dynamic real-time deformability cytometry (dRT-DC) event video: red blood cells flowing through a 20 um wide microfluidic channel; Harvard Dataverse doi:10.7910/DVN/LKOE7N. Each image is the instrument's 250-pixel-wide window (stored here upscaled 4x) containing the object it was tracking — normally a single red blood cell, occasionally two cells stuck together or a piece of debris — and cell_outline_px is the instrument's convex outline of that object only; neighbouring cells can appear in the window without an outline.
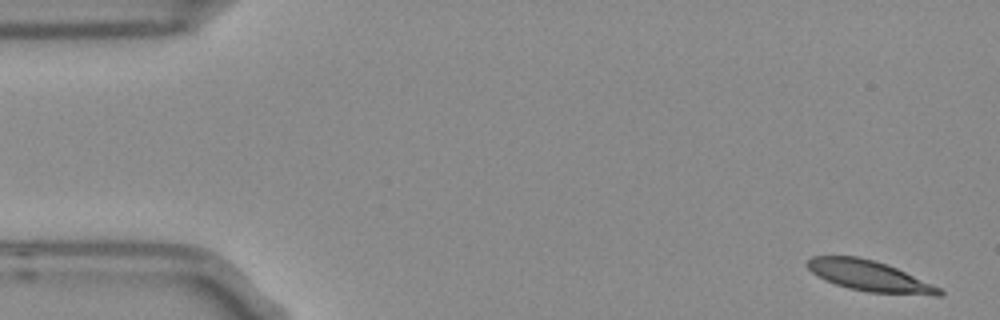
{"species": "Egyptian fruit bat (a non-hibernating species)", "species_latin": "Rousettus aegyptiacus", "temperature_condition": "room temperature", "stored_images_in_passage": 5, "camera_frame_rate_fps": 3000, "um_per_image_px": 0.085, "frame": {"image": 1, "passage_image": 1, "time_ms": 0.0, "image_size_px": [1000, 320], "cell_outline_px": [[944, 292], [940, 296], [936, 296], [868, 292], [848, 288], [824, 280], [812, 272], [808, 268], [808, 260], [812, 256], [856, 256], [872, 260], [896, 268], [940, 288]], "centroid_in_image_um": [73.89, 23.47], "position_along_channel_um": 11.1, "area_um2": 23.18}}
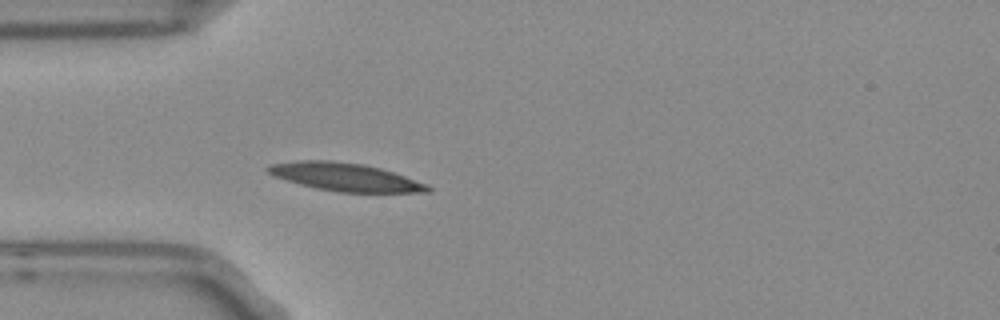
{"frame": {"image": 2, "passage_image": 5, "time_ms": 1.333, "image_size_px": [1000, 320], "cell_outline_px": [[432, 192], [336, 192], [316, 188], [300, 184], [272, 176], [264, 168], [268, 164], [300, 160], [332, 160], [364, 164], [380, 168], [428, 184], [432, 188]], "centroid_in_image_um": [29.3, 15.04], "position_along_channel_um": 55.7, "area_um2": 26.18}}